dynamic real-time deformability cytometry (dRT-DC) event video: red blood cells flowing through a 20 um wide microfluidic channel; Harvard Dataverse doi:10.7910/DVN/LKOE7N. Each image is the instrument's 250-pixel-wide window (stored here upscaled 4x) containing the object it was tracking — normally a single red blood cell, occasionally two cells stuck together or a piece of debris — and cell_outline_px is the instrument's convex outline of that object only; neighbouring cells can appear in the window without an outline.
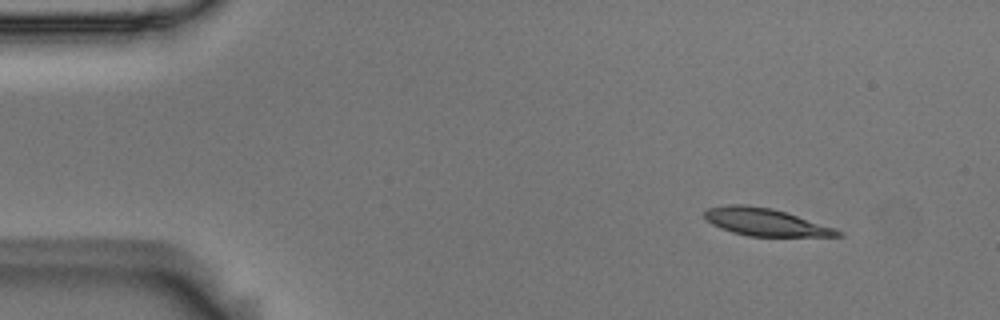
{"species": "Egyptian fruit bat (a non-hibernating species)", "species_latin": "Rousettus aegyptiacus", "temperature_condition": "room temperature", "stored_images_in_passage": 3, "camera_frame_rate_fps": 3000, "um_per_image_px": 0.085, "animal": {"sex": "male"}, "frame": {"image": 1, "passage_image": 1, "time_ms": 0.0, "image_size_px": [1000, 320], "cell_outline_px": [[844, 236], [748, 236], [732, 232], [720, 228], [704, 220], [704, 212], [708, 208], [728, 204], [744, 204], [772, 208], [836, 228], [844, 232]], "centroid_in_image_um": [65.04, 18.87], "position_along_channel_um": 20.0, "area_um2": 21.39}}
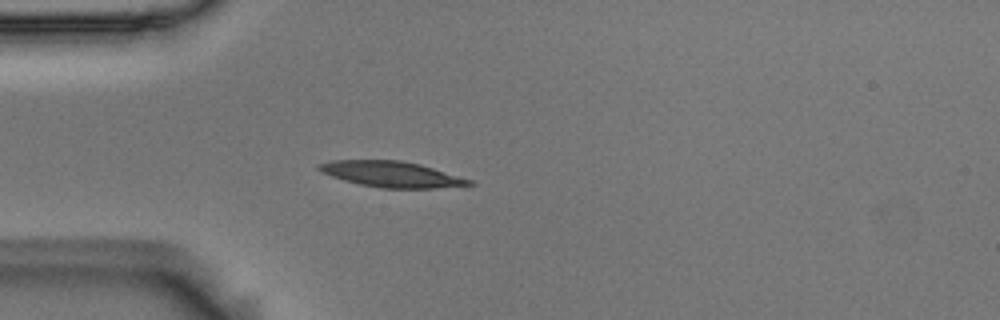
{"frame": {"image": 2, "passage_image": 3, "time_ms": 0.667, "image_size_px": [1000, 320], "cell_outline_px": [[476, 184], [436, 188], [380, 188], [360, 184], [344, 180], [320, 172], [316, 168], [316, 164], [332, 160], [400, 160], [420, 164], [472, 180]], "centroid_in_image_um": [33.24, 14.8], "position_along_channel_um": 51.8, "area_um2": 22.54}}